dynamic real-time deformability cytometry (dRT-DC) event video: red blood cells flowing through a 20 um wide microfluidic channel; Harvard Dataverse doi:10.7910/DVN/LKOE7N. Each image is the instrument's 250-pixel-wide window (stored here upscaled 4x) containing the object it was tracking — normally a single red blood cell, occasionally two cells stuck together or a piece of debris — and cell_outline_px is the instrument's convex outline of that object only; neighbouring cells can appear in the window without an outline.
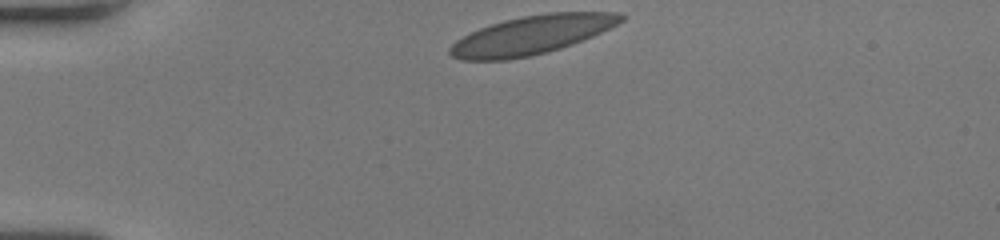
{"species": "human", "species_latin": "Homo sapiens", "temperature_condition": "room temperature", "stored_images_in_passage": 32, "camera_frame_rate_fps": 3000, "um_per_image_px": 0.085, "donor": {"sex": "female"}, "frame": {"image": 1, "passage_image": 1, "time_ms": 0.0, "image_size_px": [1000, 240], "cell_outline_px": [[628, 16], [624, 20], [584, 40], [560, 48], [528, 56], [508, 60], [460, 60], [452, 56], [448, 52], [448, 48], [456, 40], [480, 28], [504, 20], [524, 16], [548, 12], [620, 12]], "centroid_in_image_um": [45.2, 2.97], "position_along_channel_um": 39.8, "area_um2": 38.26}}
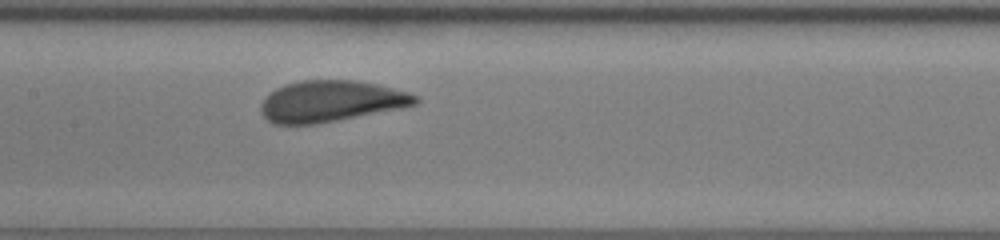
{"frame": {"image": 2, "passage_image": 15, "time_ms": 4.667, "image_size_px": [1000, 240], "cell_outline_px": [[420, 100], [416, 104], [400, 108], [316, 124], [272, 124], [260, 112], [260, 104], [276, 88], [300, 80], [352, 80], [376, 84], [408, 92], [420, 96]], "centroid_in_image_um": [28.13, 8.6], "position_along_channel_um": 179.3, "area_um2": 36.82}}
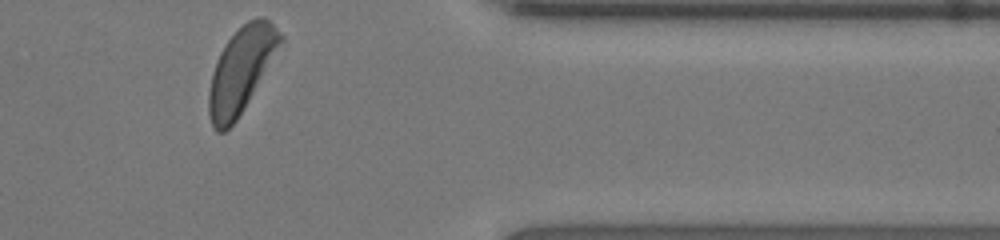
{"frame": {"image": 3, "passage_image": 32, "time_ms": 10.333, "image_size_px": [1000, 240], "cell_outline_px": [[284, 40], [236, 120], [224, 132], [216, 132], [212, 128], [208, 112], [208, 92], [212, 72], [216, 60], [220, 52], [228, 40], [248, 20], [260, 16], [264, 16], [284, 36]], "centroid_in_image_um": [20.47, 5.96], "position_along_channel_um": 390.9, "area_um2": 34.85}, "authors_computed_cell_mechanics": {"area_um2": 37.3388, "velocity_mm_per_s": 4.0035, "shape_relaxation_time_tau1_ms": 2.5278, "shape_relaxation_time_tau2_ms": null, "deformation_change_tau1": 0.1098, "deformation_change_tau2": null}}